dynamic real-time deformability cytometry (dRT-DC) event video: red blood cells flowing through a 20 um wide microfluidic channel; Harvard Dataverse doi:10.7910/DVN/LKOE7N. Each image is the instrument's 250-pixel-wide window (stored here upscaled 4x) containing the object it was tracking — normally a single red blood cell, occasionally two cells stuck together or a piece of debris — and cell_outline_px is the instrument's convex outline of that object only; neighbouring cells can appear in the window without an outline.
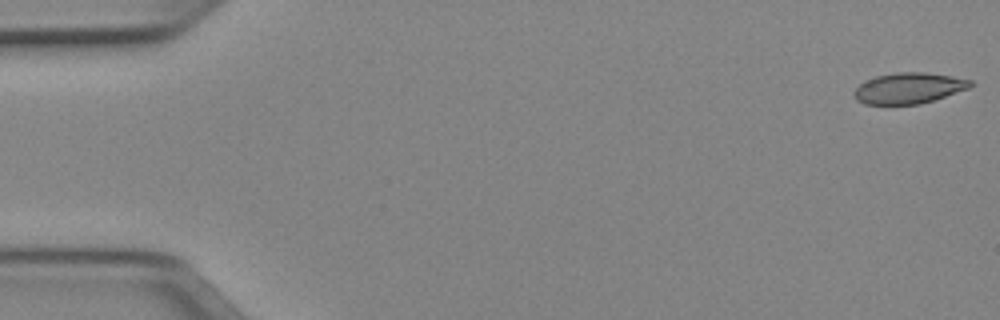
{"species": "Egyptian fruit bat (a non-hibernating species)", "species_latin": "Rousettus aegyptiacus", "temperature_condition": "cold", "stored_images_in_passage": 51, "camera_frame_rate_fps": 3000, "um_per_image_px": 0.085, "animal": {"sex": "female"}, "frame": {"image": 1, "passage_image": 1, "time_ms": 0.0, "image_size_px": [1000, 320], "cell_outline_px": [[972, 84], [968, 88], [920, 104], [864, 104], [856, 100], [852, 92], [864, 80], [876, 76], [896, 72], [924, 72], [952, 76], [972, 80]], "centroid_in_image_um": [77.19, 7.48], "position_along_channel_um": 7.8, "area_um2": 20.81}}
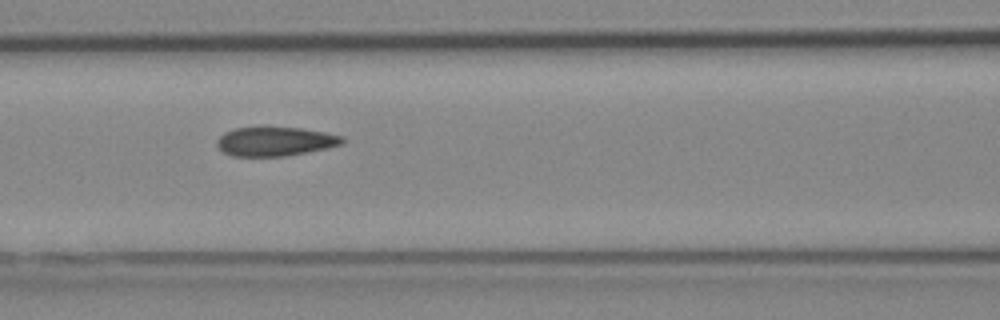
{"frame": {"image": 2, "passage_image": 22, "time_ms": 7.0, "image_size_px": [1000, 320], "cell_outline_px": [[344, 144], [328, 148], [288, 156], [232, 156], [224, 152], [216, 144], [216, 140], [224, 132], [236, 128], [300, 128], [324, 132], [344, 136]], "centroid_in_image_um": [23.42, 12.03], "position_along_channel_um": 143.2, "area_um2": 21.15}}
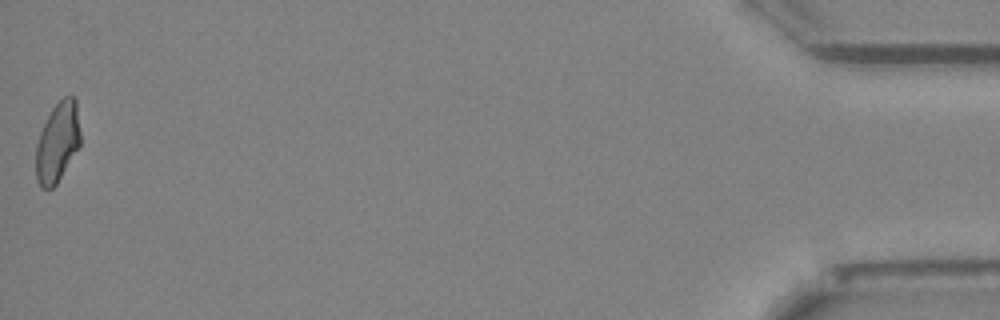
{"frame": {"image": 3, "passage_image": 51, "time_ms": 16.667, "image_size_px": [1000, 320], "cell_outline_px": [[80, 144], [56, 184], [52, 188], [40, 188], [36, 180], [36, 144], [40, 132], [52, 108], [64, 96], [72, 96], [76, 100], [80, 132]], "centroid_in_image_um": [4.87, 12.09], "position_along_channel_um": 430.3, "area_um2": 20.46}, "authors_computed_cell_mechanics": {"area_um2": 21.386, "velocity_mm_per_s": 3.9665, "shape_relaxation_time_tau1_ms": null, "shape_relaxation_time_tau2_ms": 2.2558, "deformation_change_tau1": null, "deformation_change_tau2": 0.0604}}